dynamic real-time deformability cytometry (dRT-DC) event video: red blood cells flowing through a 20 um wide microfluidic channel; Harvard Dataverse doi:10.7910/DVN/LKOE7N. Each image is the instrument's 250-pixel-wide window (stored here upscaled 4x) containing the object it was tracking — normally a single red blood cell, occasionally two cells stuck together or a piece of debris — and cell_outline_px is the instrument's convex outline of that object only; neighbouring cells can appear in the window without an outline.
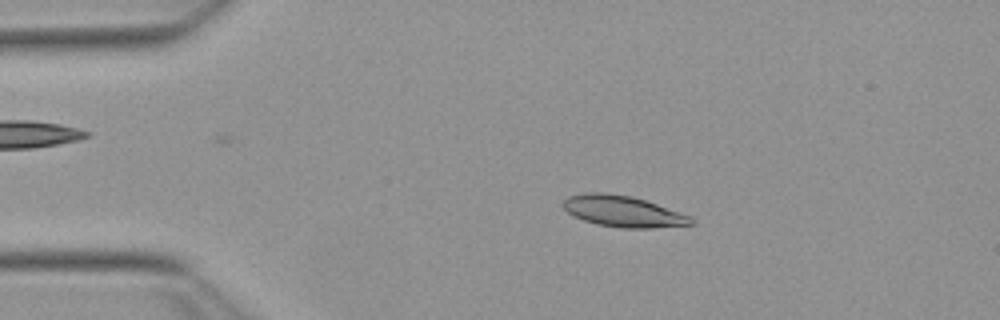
{"species": "Egyptian fruit bat (a non-hibernating species)", "species_latin": "Rousettus aegyptiacus", "temperature_condition": "warm", "stored_images_in_passage": 54, "camera_frame_rate_fps": 3000, "um_per_image_px": 0.085, "animal": {"sex": "female"}, "frame": {"image": 1, "passage_image": 10, "time_ms": 3.0, "image_size_px": [1000, 320], "cell_outline_px": [[696, 224], [652, 228], [620, 228], [596, 224], [572, 216], [560, 204], [568, 196], [584, 192], [604, 192], [632, 196], [692, 216], [696, 220]], "centroid_in_image_um": [52.95, 17.96], "position_along_channel_um": 32.0, "area_um2": 23.52}}
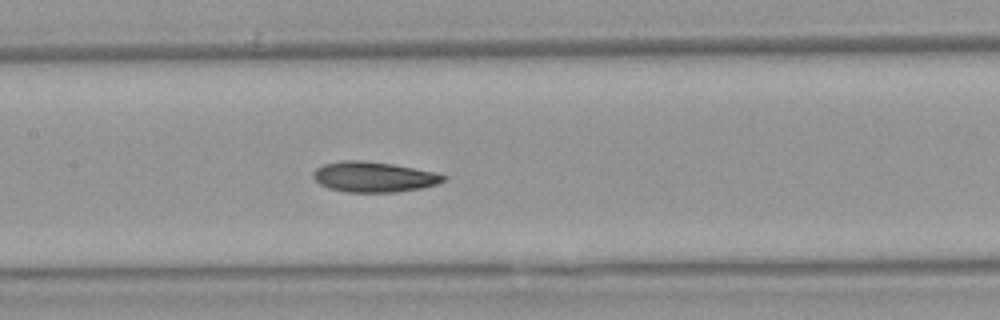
{"frame": {"image": 2, "passage_image": 25, "time_ms": 8.0, "image_size_px": [1000, 320], "cell_outline_px": [[448, 176], [444, 180], [436, 184], [420, 188], [396, 192], [344, 192], [328, 188], [320, 184], [312, 176], [312, 172], [316, 168], [324, 164], [340, 160], [364, 160], [392, 164], [436, 172]], "centroid_in_image_um": [31.74, 15.03], "position_along_channel_um": 175.7, "area_um2": 23.12}}
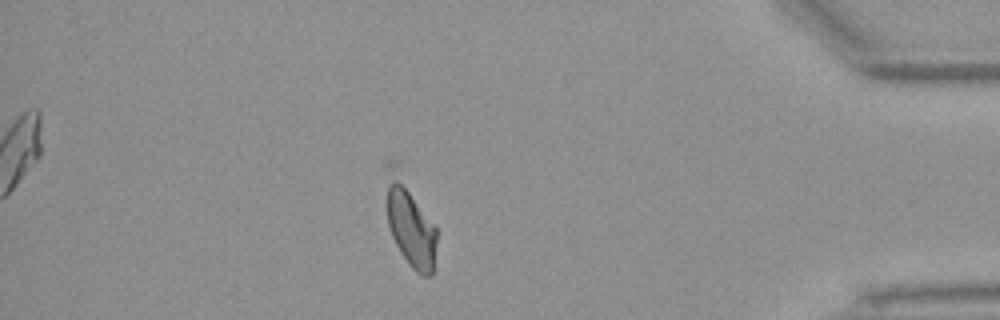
{"frame": {"image": 3, "passage_image": 46, "time_ms": 15.0, "image_size_px": [1000, 320], "cell_outline_px": [[436, 240], [432, 276], [424, 276], [416, 272], [408, 264], [400, 252], [392, 236], [388, 224], [384, 204], [388, 188], [396, 180], [408, 192], [436, 228]], "centroid_in_image_um": [34.92, 19.52], "position_along_channel_um": 400.3, "area_um2": 21.68}, "authors_computed_cell_mechanics": {"area_um2": 22.4842, "velocity_mm_per_s": 3.8099, "shape_relaxation_time_tau1_ms": null, "shape_relaxation_time_tau2_ms": 5.1875, "deformation_change_tau1": null, "deformation_change_tau2": 0.105}}